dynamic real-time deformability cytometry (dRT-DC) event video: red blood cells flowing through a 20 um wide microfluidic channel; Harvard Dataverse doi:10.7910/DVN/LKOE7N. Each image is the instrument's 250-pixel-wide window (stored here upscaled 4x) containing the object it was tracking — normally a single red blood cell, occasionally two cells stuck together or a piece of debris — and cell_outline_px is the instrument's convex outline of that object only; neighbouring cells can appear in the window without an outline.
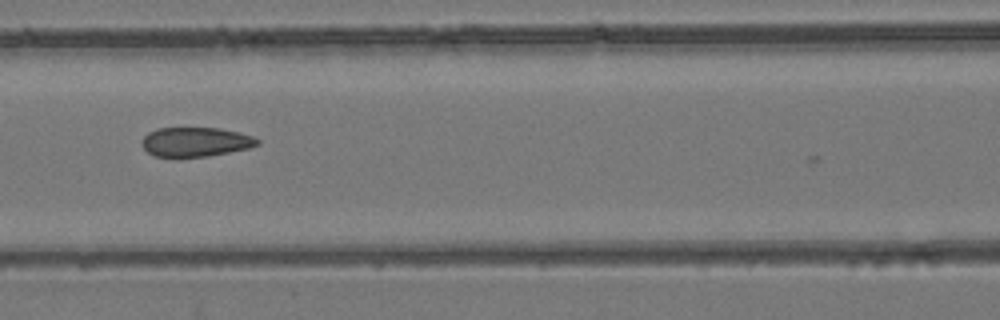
{"species": "common noctule bat (a hibernating species)", "species_latin": "Nyctalus noctula", "temperature_condition": "room temperature", "stored_images_in_passage": 9, "camera_frame_rate_fps": 3000, "um_per_image_px": 0.085, "animal": {"sex": "female", "body_mass_g": 24.6, "forearm_length_mm": 56.2}, "frame": {"image": 1, "passage_image": 7, "time_ms": 7.667, "image_size_px": [1000, 320], "cell_outline_px": [[260, 144], [248, 148], [208, 156], [156, 156], [148, 152], [140, 144], [140, 140], [148, 132], [156, 128], [220, 128], [252, 136], [260, 140]], "centroid_in_image_um": [16.59, 12.05], "position_along_channel_um": 150.0, "area_um2": 19.59}}
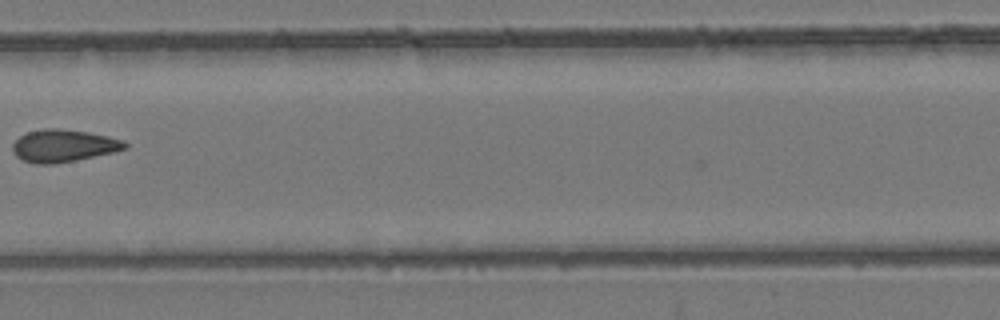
{"frame": {"image": 2, "passage_image": 8, "time_ms": 9.0, "image_size_px": [1000, 320], "cell_outline_px": [[128, 148], [112, 152], [76, 160], [52, 164], [36, 164], [24, 160], [16, 156], [12, 152], [12, 144], [20, 136], [28, 132], [44, 128], [60, 128], [88, 132], [108, 136], [124, 140], [128, 144]], "centroid_in_image_um": [5.39, 12.38], "position_along_channel_um": 202.0, "area_um2": 21.21}}
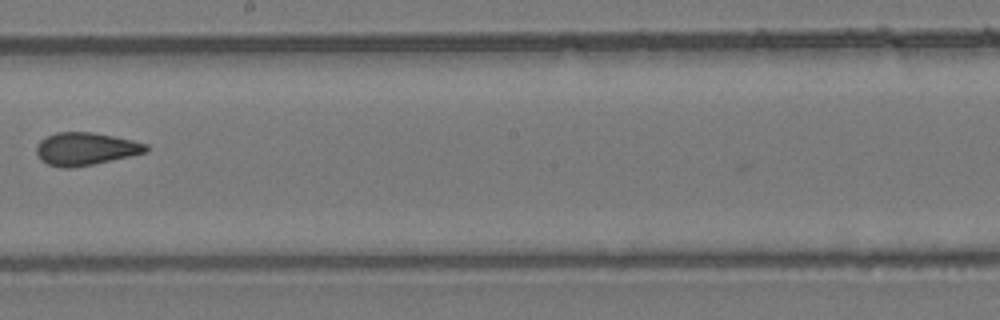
{"frame": {"image": 3, "passage_image": 9, "time_ms": 10.0, "image_size_px": [1000, 320], "cell_outline_px": [[148, 152], [92, 164], [72, 168], [60, 168], [48, 164], [40, 160], [36, 152], [36, 148], [40, 140], [56, 132], [92, 132], [132, 140], [148, 144]], "centroid_in_image_um": [7.26, 12.65], "position_along_channel_um": 240.9, "area_um2": 20.81}}